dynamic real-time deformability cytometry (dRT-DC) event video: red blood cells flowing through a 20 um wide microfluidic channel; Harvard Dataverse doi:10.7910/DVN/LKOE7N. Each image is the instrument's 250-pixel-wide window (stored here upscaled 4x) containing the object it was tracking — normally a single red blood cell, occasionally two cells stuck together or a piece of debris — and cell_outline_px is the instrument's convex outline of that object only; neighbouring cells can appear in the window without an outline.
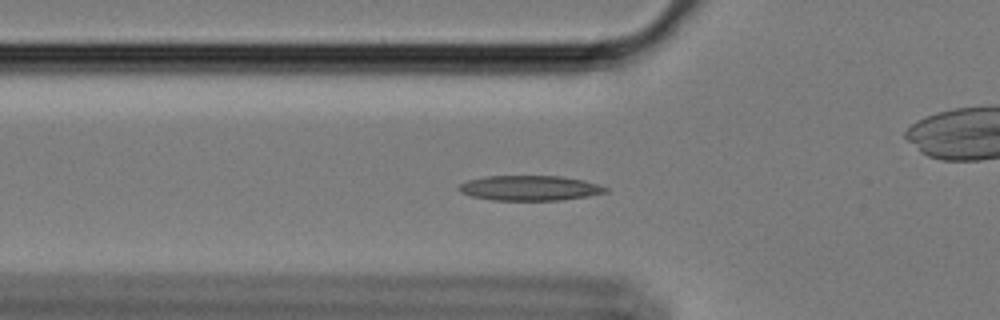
{"species": "Egyptian fruit bat (a non-hibernating species)", "species_latin": "Rousettus aegyptiacus", "temperature_condition": "cold", "stored_images_in_passage": 59, "camera_frame_rate_fps": 3000, "um_per_image_px": 0.085, "animal": {"sex": "female"}, "frame": {"image": 1, "passage_image": 19, "time_ms": 6.0, "image_size_px": [1000, 320], "cell_outline_px": [[608, 192], [588, 196], [560, 200], [492, 200], [472, 196], [460, 192], [460, 184], [468, 180], [484, 176], [560, 176], [584, 180], [608, 188]], "centroid_in_image_um": [45.04, 15.98], "position_along_channel_um": 80.8, "area_um2": 21.27}}
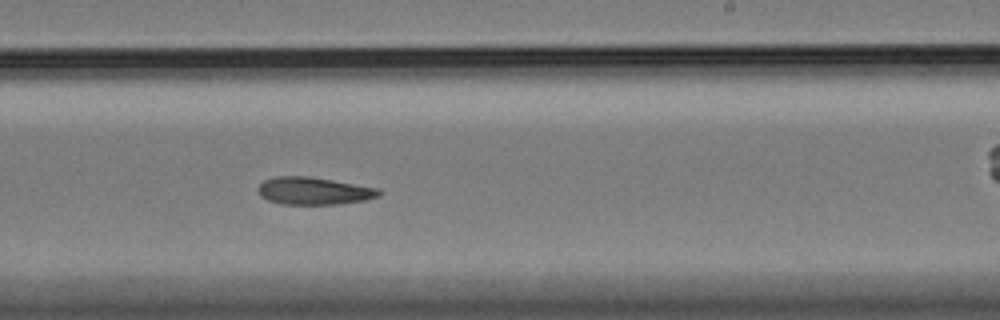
{"frame": {"image": 2, "passage_image": 35, "time_ms": 11.333, "image_size_px": [1000, 320], "cell_outline_px": [[380, 196], [364, 200], [336, 204], [280, 204], [268, 200], [260, 196], [256, 188], [264, 180], [276, 176], [308, 176], [380, 188]], "centroid_in_image_um": [26.64, 16.22], "position_along_channel_um": 262.4, "area_um2": 19.36}}
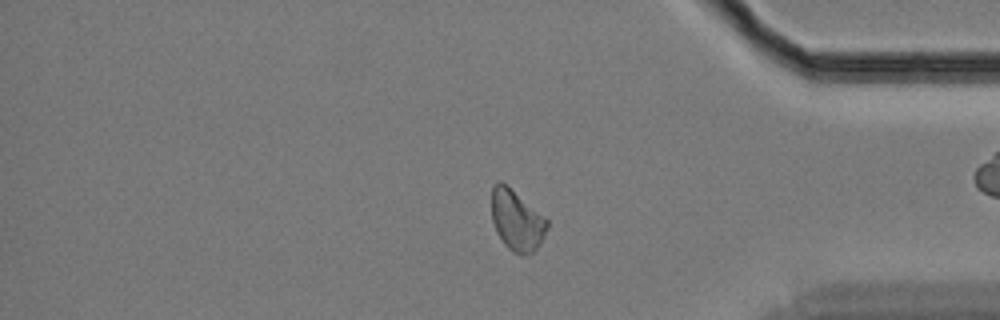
{"frame": {"image": 3, "passage_image": 48, "time_ms": 15.667, "image_size_px": [1000, 320], "cell_outline_px": [[548, 224], [544, 236], [540, 244], [532, 252], [524, 256], [520, 256], [512, 252], [504, 244], [496, 232], [492, 220], [492, 188], [500, 180], [544, 216], [548, 220]], "centroid_in_image_um": [43.92, 18.78], "position_along_channel_um": 391.3, "area_um2": 19.42}}